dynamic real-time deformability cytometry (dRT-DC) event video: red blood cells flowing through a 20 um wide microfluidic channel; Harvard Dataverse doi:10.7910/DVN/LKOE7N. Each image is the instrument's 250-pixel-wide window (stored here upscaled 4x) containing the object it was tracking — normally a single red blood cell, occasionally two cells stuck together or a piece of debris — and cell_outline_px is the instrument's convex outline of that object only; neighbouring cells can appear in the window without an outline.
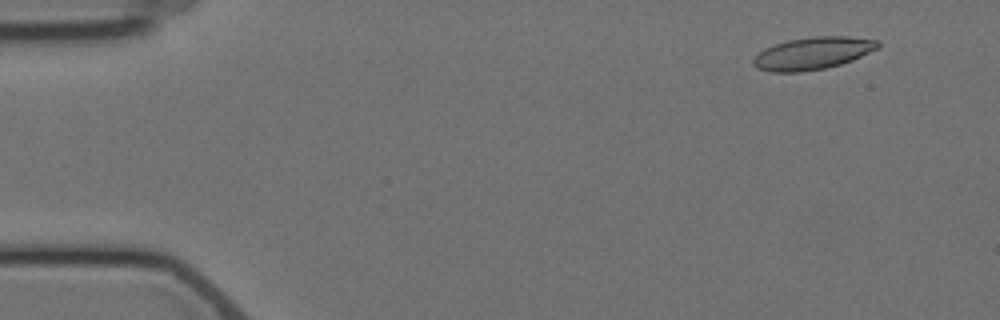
{"species": "Egyptian fruit bat (a non-hibernating species)", "species_latin": "Rousettus aegyptiacus", "temperature_condition": "cold", "stored_images_in_passage": 5, "camera_frame_rate_fps": 3000, "um_per_image_px": 0.085, "animal": {"sex": "female"}, "frame": {"image": 1, "passage_image": 2, "time_ms": 1.0, "image_size_px": [1000, 320], "cell_outline_px": [[880, 48], [852, 60], [840, 64], [824, 68], [800, 72], [772, 72], [756, 68], [752, 64], [752, 60], [764, 48], [788, 40], [816, 36], [848, 36], [880, 40]], "centroid_in_image_um": [69.11, 4.52], "position_along_channel_um": 15.9, "area_um2": 23.52}}
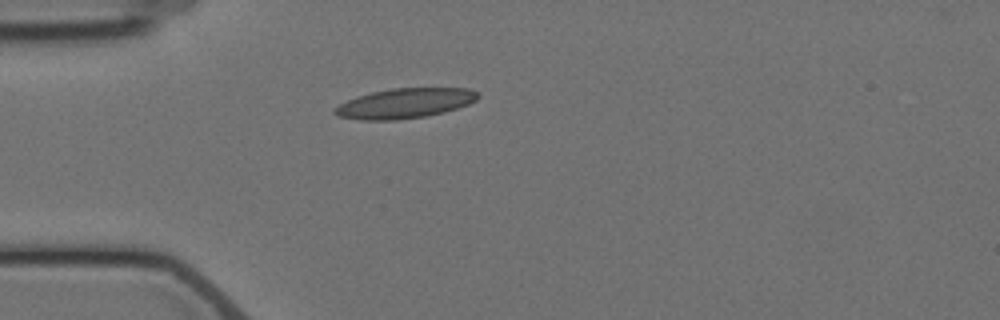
{"frame": {"image": 2, "passage_image": 5, "time_ms": 4.667, "image_size_px": [1000, 320], "cell_outline_px": [[480, 96], [476, 100], [468, 104], [444, 112], [424, 116], [396, 120], [360, 120], [336, 116], [332, 112], [332, 108], [348, 100], [372, 92], [392, 88], [468, 88], [476, 92]], "centroid_in_image_um": [34.38, 8.78], "position_along_channel_um": 50.6, "area_um2": 24.85}}